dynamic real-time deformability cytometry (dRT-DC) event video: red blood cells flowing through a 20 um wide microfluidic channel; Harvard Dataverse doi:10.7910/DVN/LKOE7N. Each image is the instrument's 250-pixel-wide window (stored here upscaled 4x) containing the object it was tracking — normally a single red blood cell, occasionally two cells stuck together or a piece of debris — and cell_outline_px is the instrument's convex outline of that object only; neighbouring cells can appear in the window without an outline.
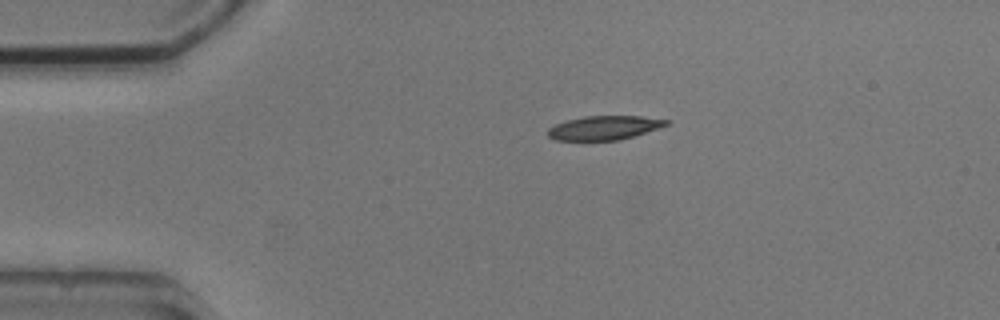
{"species": "common noctule bat (a hibernating species)", "species_latin": "Nyctalus noctula", "temperature_condition": "cold", "stored_images_in_passage": 2, "camera_frame_rate_fps": 3000, "um_per_image_px": 0.085, "animal": {"sex": "male", "body_mass_g": 20.5, "forearm_length_mm": 52.5}, "frame": {"image": 1, "passage_image": 1, "time_ms": 0.0, "image_size_px": [1000, 320], "cell_outline_px": [[672, 120], [668, 124], [620, 140], [556, 140], [548, 136], [548, 128], [556, 124], [568, 120], [584, 116], [640, 116]], "centroid_in_image_um": [51.34, 10.85], "position_along_channel_um": 33.7, "area_um2": 16.3}}